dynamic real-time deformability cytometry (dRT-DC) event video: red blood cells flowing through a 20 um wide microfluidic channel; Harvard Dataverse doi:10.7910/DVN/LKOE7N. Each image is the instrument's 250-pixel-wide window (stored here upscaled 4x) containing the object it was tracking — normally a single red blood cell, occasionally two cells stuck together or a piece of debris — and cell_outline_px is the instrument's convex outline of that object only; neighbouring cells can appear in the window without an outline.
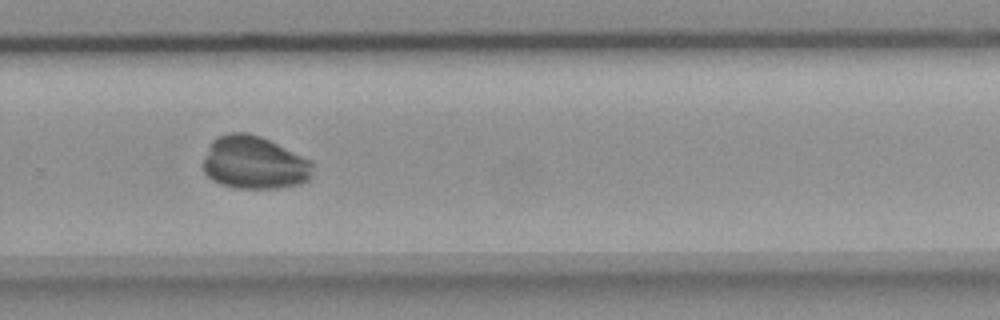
{"species": "common noctule bat (a hibernating species)", "species_latin": "Nyctalus noctula", "temperature_condition": "room temperature", "stored_images_in_passage": 55, "camera_frame_rate_fps": 3000, "um_per_image_px": 0.085, "animal": {"sex": "female", "body_mass_g": 18.4}, "frame": {"image": 1, "passage_image": 37, "time_ms": 12.0, "image_size_px": [1000, 320], "cell_outline_px": [[316, 164], [308, 180], [300, 184], [276, 188], [236, 188], [220, 184], [212, 180], [204, 172], [204, 160], [212, 140], [216, 136], [228, 132], [248, 132], [260, 136], [312, 160]], "centroid_in_image_um": [21.63, 13.82], "position_along_channel_um": 308.2, "area_um2": 33.99}}
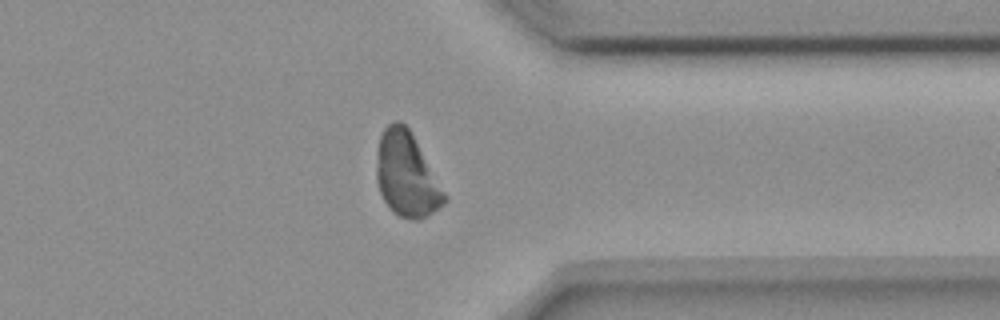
{"frame": {"image": 2, "passage_image": 43, "time_ms": 14.0, "image_size_px": [1000, 320], "cell_outline_px": [[448, 200], [444, 204], [420, 220], [412, 220], [400, 216], [392, 212], [384, 200], [380, 192], [376, 180], [376, 152], [380, 136], [384, 128], [392, 120], [400, 120], [408, 128], [448, 196]], "centroid_in_image_um": [34.54, 14.85], "position_along_channel_um": 376.9, "area_um2": 33.47}}
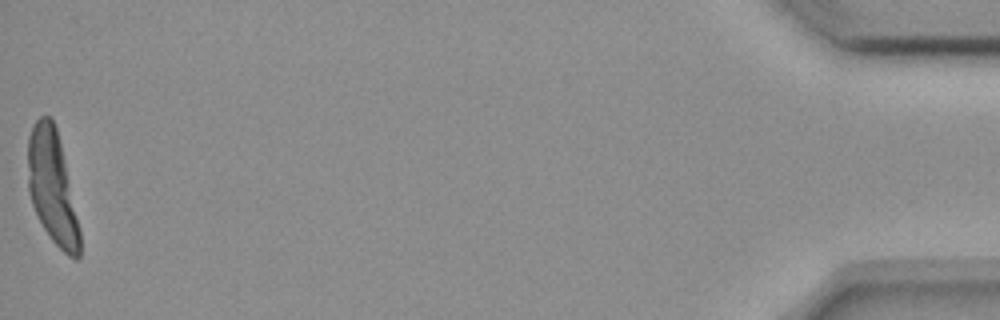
{"frame": {"image": 3, "passage_image": 55, "time_ms": 18.0, "image_size_px": [1000, 320], "cell_outline_px": [[80, 256], [76, 260], [68, 256], [52, 240], [44, 228], [32, 204], [28, 192], [28, 136], [32, 124], [40, 116], [48, 116], [52, 120], [56, 128], [60, 144], [80, 232]], "centroid_in_image_um": [4.41, 15.91], "position_along_channel_um": 430.8, "area_um2": 33.52}}